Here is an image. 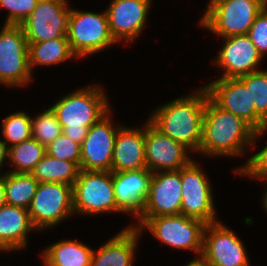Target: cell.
I'll use <instances>...</instances> for the list:
<instances>
[{
  "instance_id": "obj_31",
  "label": "cell",
  "mask_w": 267,
  "mask_h": 266,
  "mask_svg": "<svg viewBox=\"0 0 267 266\" xmlns=\"http://www.w3.org/2000/svg\"><path fill=\"white\" fill-rule=\"evenodd\" d=\"M46 154L57 159L76 163L80 167L81 145L63 133L46 147Z\"/></svg>"
},
{
  "instance_id": "obj_3",
  "label": "cell",
  "mask_w": 267,
  "mask_h": 266,
  "mask_svg": "<svg viewBox=\"0 0 267 266\" xmlns=\"http://www.w3.org/2000/svg\"><path fill=\"white\" fill-rule=\"evenodd\" d=\"M106 92L100 86L83 87L63 96L53 104L62 133L82 144L89 128L111 111Z\"/></svg>"
},
{
  "instance_id": "obj_4",
  "label": "cell",
  "mask_w": 267,
  "mask_h": 266,
  "mask_svg": "<svg viewBox=\"0 0 267 266\" xmlns=\"http://www.w3.org/2000/svg\"><path fill=\"white\" fill-rule=\"evenodd\" d=\"M199 24L219 37L247 34L267 0H210Z\"/></svg>"
},
{
  "instance_id": "obj_25",
  "label": "cell",
  "mask_w": 267,
  "mask_h": 266,
  "mask_svg": "<svg viewBox=\"0 0 267 266\" xmlns=\"http://www.w3.org/2000/svg\"><path fill=\"white\" fill-rule=\"evenodd\" d=\"M80 167L73 162L45 155L41 161L32 169L30 174L39 182H57L73 186Z\"/></svg>"
},
{
  "instance_id": "obj_35",
  "label": "cell",
  "mask_w": 267,
  "mask_h": 266,
  "mask_svg": "<svg viewBox=\"0 0 267 266\" xmlns=\"http://www.w3.org/2000/svg\"><path fill=\"white\" fill-rule=\"evenodd\" d=\"M8 159V147L6 143L0 139V170L3 169L4 163Z\"/></svg>"
},
{
  "instance_id": "obj_28",
  "label": "cell",
  "mask_w": 267,
  "mask_h": 266,
  "mask_svg": "<svg viewBox=\"0 0 267 266\" xmlns=\"http://www.w3.org/2000/svg\"><path fill=\"white\" fill-rule=\"evenodd\" d=\"M31 116L18 111L6 116L2 121V139L7 147L22 143L32 138ZM9 145V146H8Z\"/></svg>"
},
{
  "instance_id": "obj_15",
  "label": "cell",
  "mask_w": 267,
  "mask_h": 266,
  "mask_svg": "<svg viewBox=\"0 0 267 266\" xmlns=\"http://www.w3.org/2000/svg\"><path fill=\"white\" fill-rule=\"evenodd\" d=\"M144 124L145 163L150 171H177L193 160L185 145L163 134L148 119Z\"/></svg>"
},
{
  "instance_id": "obj_30",
  "label": "cell",
  "mask_w": 267,
  "mask_h": 266,
  "mask_svg": "<svg viewBox=\"0 0 267 266\" xmlns=\"http://www.w3.org/2000/svg\"><path fill=\"white\" fill-rule=\"evenodd\" d=\"M250 90L256 112L267 122V71H256L238 77Z\"/></svg>"
},
{
  "instance_id": "obj_11",
  "label": "cell",
  "mask_w": 267,
  "mask_h": 266,
  "mask_svg": "<svg viewBox=\"0 0 267 266\" xmlns=\"http://www.w3.org/2000/svg\"><path fill=\"white\" fill-rule=\"evenodd\" d=\"M69 1H38L36 8L20 25L28 42L68 38Z\"/></svg>"
},
{
  "instance_id": "obj_12",
  "label": "cell",
  "mask_w": 267,
  "mask_h": 266,
  "mask_svg": "<svg viewBox=\"0 0 267 266\" xmlns=\"http://www.w3.org/2000/svg\"><path fill=\"white\" fill-rule=\"evenodd\" d=\"M204 87L219 107L242 118L255 131L267 128V122L256 112L250 90L238 78H218Z\"/></svg>"
},
{
  "instance_id": "obj_10",
  "label": "cell",
  "mask_w": 267,
  "mask_h": 266,
  "mask_svg": "<svg viewBox=\"0 0 267 266\" xmlns=\"http://www.w3.org/2000/svg\"><path fill=\"white\" fill-rule=\"evenodd\" d=\"M198 163L193 160L181 168L182 202L180 214L203 221L205 224L219 220L211 184Z\"/></svg>"
},
{
  "instance_id": "obj_23",
  "label": "cell",
  "mask_w": 267,
  "mask_h": 266,
  "mask_svg": "<svg viewBox=\"0 0 267 266\" xmlns=\"http://www.w3.org/2000/svg\"><path fill=\"white\" fill-rule=\"evenodd\" d=\"M93 249L76 240H60L43 251L44 266H90Z\"/></svg>"
},
{
  "instance_id": "obj_36",
  "label": "cell",
  "mask_w": 267,
  "mask_h": 266,
  "mask_svg": "<svg viewBox=\"0 0 267 266\" xmlns=\"http://www.w3.org/2000/svg\"><path fill=\"white\" fill-rule=\"evenodd\" d=\"M5 197V172L0 175V207L6 205Z\"/></svg>"
},
{
  "instance_id": "obj_1",
  "label": "cell",
  "mask_w": 267,
  "mask_h": 266,
  "mask_svg": "<svg viewBox=\"0 0 267 266\" xmlns=\"http://www.w3.org/2000/svg\"><path fill=\"white\" fill-rule=\"evenodd\" d=\"M266 131H255L242 118L219 107L207 92L199 154L242 157L248 145L253 148L258 136Z\"/></svg>"
},
{
  "instance_id": "obj_14",
  "label": "cell",
  "mask_w": 267,
  "mask_h": 266,
  "mask_svg": "<svg viewBox=\"0 0 267 266\" xmlns=\"http://www.w3.org/2000/svg\"><path fill=\"white\" fill-rule=\"evenodd\" d=\"M110 113L93 124L82 141L80 170L111 171L114 143L121 125L112 123Z\"/></svg>"
},
{
  "instance_id": "obj_29",
  "label": "cell",
  "mask_w": 267,
  "mask_h": 266,
  "mask_svg": "<svg viewBox=\"0 0 267 266\" xmlns=\"http://www.w3.org/2000/svg\"><path fill=\"white\" fill-rule=\"evenodd\" d=\"M32 138L47 147L62 134V127L55 112L50 108L31 118Z\"/></svg>"
},
{
  "instance_id": "obj_22",
  "label": "cell",
  "mask_w": 267,
  "mask_h": 266,
  "mask_svg": "<svg viewBox=\"0 0 267 266\" xmlns=\"http://www.w3.org/2000/svg\"><path fill=\"white\" fill-rule=\"evenodd\" d=\"M33 226L28 209L4 205L0 207V249L2 251L23 250L28 244Z\"/></svg>"
},
{
  "instance_id": "obj_5",
  "label": "cell",
  "mask_w": 267,
  "mask_h": 266,
  "mask_svg": "<svg viewBox=\"0 0 267 266\" xmlns=\"http://www.w3.org/2000/svg\"><path fill=\"white\" fill-rule=\"evenodd\" d=\"M137 219L139 223L132 226L141 233L147 229L162 244L178 250H190L201 257L206 226L203 221L182 214Z\"/></svg>"
},
{
  "instance_id": "obj_20",
  "label": "cell",
  "mask_w": 267,
  "mask_h": 266,
  "mask_svg": "<svg viewBox=\"0 0 267 266\" xmlns=\"http://www.w3.org/2000/svg\"><path fill=\"white\" fill-rule=\"evenodd\" d=\"M145 163V125L140 128L121 126L116 135L111 172L140 170Z\"/></svg>"
},
{
  "instance_id": "obj_38",
  "label": "cell",
  "mask_w": 267,
  "mask_h": 266,
  "mask_svg": "<svg viewBox=\"0 0 267 266\" xmlns=\"http://www.w3.org/2000/svg\"><path fill=\"white\" fill-rule=\"evenodd\" d=\"M262 180L267 182V178L266 179H261V181ZM262 205L265 208L264 210L267 212V189H266L265 195L263 196V199H262Z\"/></svg>"
},
{
  "instance_id": "obj_9",
  "label": "cell",
  "mask_w": 267,
  "mask_h": 266,
  "mask_svg": "<svg viewBox=\"0 0 267 266\" xmlns=\"http://www.w3.org/2000/svg\"><path fill=\"white\" fill-rule=\"evenodd\" d=\"M28 212L37 231L57 226L74 215L72 186L57 182L39 183Z\"/></svg>"
},
{
  "instance_id": "obj_17",
  "label": "cell",
  "mask_w": 267,
  "mask_h": 266,
  "mask_svg": "<svg viewBox=\"0 0 267 266\" xmlns=\"http://www.w3.org/2000/svg\"><path fill=\"white\" fill-rule=\"evenodd\" d=\"M152 0H112L106 9L112 37L116 42H134L144 30Z\"/></svg>"
},
{
  "instance_id": "obj_18",
  "label": "cell",
  "mask_w": 267,
  "mask_h": 266,
  "mask_svg": "<svg viewBox=\"0 0 267 266\" xmlns=\"http://www.w3.org/2000/svg\"><path fill=\"white\" fill-rule=\"evenodd\" d=\"M222 40L224 44L213 61L224 71L220 78H238L259 71L257 67L263 57L247 34L224 37Z\"/></svg>"
},
{
  "instance_id": "obj_2",
  "label": "cell",
  "mask_w": 267,
  "mask_h": 266,
  "mask_svg": "<svg viewBox=\"0 0 267 266\" xmlns=\"http://www.w3.org/2000/svg\"><path fill=\"white\" fill-rule=\"evenodd\" d=\"M206 100L207 90L202 86L194 94L157 107L148 120L163 134L198 154Z\"/></svg>"
},
{
  "instance_id": "obj_32",
  "label": "cell",
  "mask_w": 267,
  "mask_h": 266,
  "mask_svg": "<svg viewBox=\"0 0 267 266\" xmlns=\"http://www.w3.org/2000/svg\"><path fill=\"white\" fill-rule=\"evenodd\" d=\"M38 0H0V9L4 8L8 14L5 19L7 25H21L36 8Z\"/></svg>"
},
{
  "instance_id": "obj_16",
  "label": "cell",
  "mask_w": 267,
  "mask_h": 266,
  "mask_svg": "<svg viewBox=\"0 0 267 266\" xmlns=\"http://www.w3.org/2000/svg\"><path fill=\"white\" fill-rule=\"evenodd\" d=\"M181 193V169L153 172L149 195L138 218L179 215Z\"/></svg>"
},
{
  "instance_id": "obj_24",
  "label": "cell",
  "mask_w": 267,
  "mask_h": 266,
  "mask_svg": "<svg viewBox=\"0 0 267 266\" xmlns=\"http://www.w3.org/2000/svg\"><path fill=\"white\" fill-rule=\"evenodd\" d=\"M29 68L38 66H52L76 58L68 38H56L43 42H28Z\"/></svg>"
},
{
  "instance_id": "obj_21",
  "label": "cell",
  "mask_w": 267,
  "mask_h": 266,
  "mask_svg": "<svg viewBox=\"0 0 267 266\" xmlns=\"http://www.w3.org/2000/svg\"><path fill=\"white\" fill-rule=\"evenodd\" d=\"M141 232L128 225L114 237L92 251L90 266H134L135 251Z\"/></svg>"
},
{
  "instance_id": "obj_26",
  "label": "cell",
  "mask_w": 267,
  "mask_h": 266,
  "mask_svg": "<svg viewBox=\"0 0 267 266\" xmlns=\"http://www.w3.org/2000/svg\"><path fill=\"white\" fill-rule=\"evenodd\" d=\"M39 182L30 173L5 172L6 203L28 209Z\"/></svg>"
},
{
  "instance_id": "obj_37",
  "label": "cell",
  "mask_w": 267,
  "mask_h": 266,
  "mask_svg": "<svg viewBox=\"0 0 267 266\" xmlns=\"http://www.w3.org/2000/svg\"><path fill=\"white\" fill-rule=\"evenodd\" d=\"M185 266H209V264L202 257H195Z\"/></svg>"
},
{
  "instance_id": "obj_7",
  "label": "cell",
  "mask_w": 267,
  "mask_h": 266,
  "mask_svg": "<svg viewBox=\"0 0 267 266\" xmlns=\"http://www.w3.org/2000/svg\"><path fill=\"white\" fill-rule=\"evenodd\" d=\"M72 197L75 214L122 213L116 204L111 171L80 170Z\"/></svg>"
},
{
  "instance_id": "obj_6",
  "label": "cell",
  "mask_w": 267,
  "mask_h": 266,
  "mask_svg": "<svg viewBox=\"0 0 267 266\" xmlns=\"http://www.w3.org/2000/svg\"><path fill=\"white\" fill-rule=\"evenodd\" d=\"M68 41L77 58H85L117 43L111 35L106 11L102 14L70 7Z\"/></svg>"
},
{
  "instance_id": "obj_19",
  "label": "cell",
  "mask_w": 267,
  "mask_h": 266,
  "mask_svg": "<svg viewBox=\"0 0 267 266\" xmlns=\"http://www.w3.org/2000/svg\"><path fill=\"white\" fill-rule=\"evenodd\" d=\"M152 175L148 168L112 172L116 204L123 213L140 216L149 195Z\"/></svg>"
},
{
  "instance_id": "obj_8",
  "label": "cell",
  "mask_w": 267,
  "mask_h": 266,
  "mask_svg": "<svg viewBox=\"0 0 267 266\" xmlns=\"http://www.w3.org/2000/svg\"><path fill=\"white\" fill-rule=\"evenodd\" d=\"M29 43L20 25L3 24L0 30V84L26 86L33 74L29 68Z\"/></svg>"
},
{
  "instance_id": "obj_34",
  "label": "cell",
  "mask_w": 267,
  "mask_h": 266,
  "mask_svg": "<svg viewBox=\"0 0 267 266\" xmlns=\"http://www.w3.org/2000/svg\"><path fill=\"white\" fill-rule=\"evenodd\" d=\"M247 35L264 58L267 54V5L255 17Z\"/></svg>"
},
{
  "instance_id": "obj_27",
  "label": "cell",
  "mask_w": 267,
  "mask_h": 266,
  "mask_svg": "<svg viewBox=\"0 0 267 266\" xmlns=\"http://www.w3.org/2000/svg\"><path fill=\"white\" fill-rule=\"evenodd\" d=\"M45 155L46 147L34 138L8 147V161L15 168L7 172L30 173Z\"/></svg>"
},
{
  "instance_id": "obj_13",
  "label": "cell",
  "mask_w": 267,
  "mask_h": 266,
  "mask_svg": "<svg viewBox=\"0 0 267 266\" xmlns=\"http://www.w3.org/2000/svg\"><path fill=\"white\" fill-rule=\"evenodd\" d=\"M201 257L209 266H250L244 244L220 221L206 224Z\"/></svg>"
},
{
  "instance_id": "obj_33",
  "label": "cell",
  "mask_w": 267,
  "mask_h": 266,
  "mask_svg": "<svg viewBox=\"0 0 267 266\" xmlns=\"http://www.w3.org/2000/svg\"><path fill=\"white\" fill-rule=\"evenodd\" d=\"M246 163L242 167L233 169L237 174L246 175L254 179H266L267 178V145L264 146L258 153L245 161Z\"/></svg>"
}]
</instances>
